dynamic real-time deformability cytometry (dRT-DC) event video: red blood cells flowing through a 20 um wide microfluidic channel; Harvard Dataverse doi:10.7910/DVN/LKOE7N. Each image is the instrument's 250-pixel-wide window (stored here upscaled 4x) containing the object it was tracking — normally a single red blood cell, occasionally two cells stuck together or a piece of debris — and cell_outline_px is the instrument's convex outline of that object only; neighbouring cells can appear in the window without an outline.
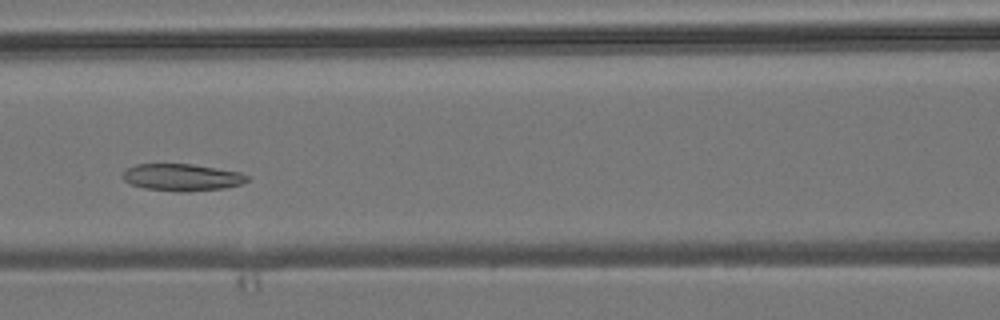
{"species": "common noctule bat (a hibernating species)", "species_latin": "Nyctalus noctula", "temperature_condition": "room temperature", "stored_images_in_passage": 4, "camera_frame_rate_fps": 3000, "um_per_image_px": 0.085, "animal": {"sex": "male", "body_mass_g": 19.2, "forearm_length_mm": 51.8}, "frame": {"image": 1, "passage_image": 4, "time_ms": 4.667, "image_size_px": [1000, 320], "cell_outline_px": [[248, 180], [240, 184], [224, 188], [188, 192], [180, 192], [144, 188], [128, 184], [124, 180], [124, 172], [128, 168], [136, 164], [192, 164], [240, 172], [248, 176]], "centroid_in_image_um": [15.46, 15.08], "position_along_channel_um": 151.1, "area_um2": 19.54}}